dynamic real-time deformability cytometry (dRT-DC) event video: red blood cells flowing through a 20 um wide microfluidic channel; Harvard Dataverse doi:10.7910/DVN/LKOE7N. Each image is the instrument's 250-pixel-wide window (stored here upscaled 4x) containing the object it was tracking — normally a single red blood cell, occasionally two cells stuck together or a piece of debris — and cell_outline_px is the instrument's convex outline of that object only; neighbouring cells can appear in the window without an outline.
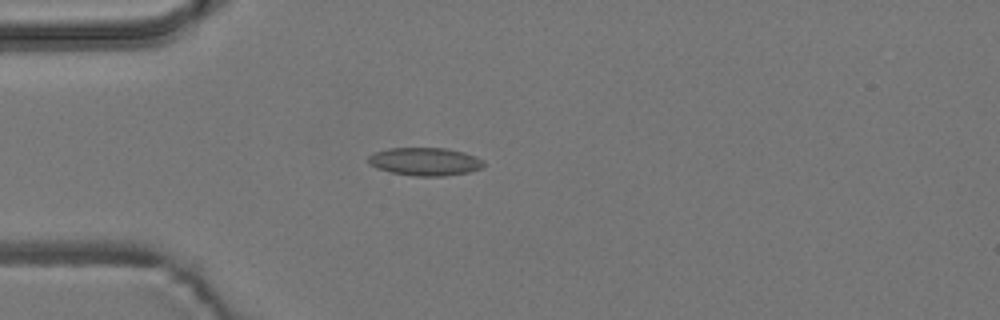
{"species": "common noctule bat (a hibernating species)", "species_latin": "Nyctalus noctula", "temperature_condition": "room temperature", "stored_images_in_passage": 5, "camera_frame_rate_fps": 3000, "um_per_image_px": 0.085, "animal": {"sex": "male", "body_mass_g": 19.2, "forearm_length_mm": 51.8}, "frame": {"image": 1, "passage_image": 4, "time_ms": 3.667, "image_size_px": [1000, 320], "cell_outline_px": [[484, 164], [480, 168], [468, 172], [444, 176], [416, 176], [392, 172], [376, 168], [368, 164], [368, 156], [376, 152], [388, 148], [444, 148], [464, 152], [484, 160]], "centroid_in_image_um": [36.11, 13.73], "position_along_channel_um": 48.9, "area_um2": 18.73}}